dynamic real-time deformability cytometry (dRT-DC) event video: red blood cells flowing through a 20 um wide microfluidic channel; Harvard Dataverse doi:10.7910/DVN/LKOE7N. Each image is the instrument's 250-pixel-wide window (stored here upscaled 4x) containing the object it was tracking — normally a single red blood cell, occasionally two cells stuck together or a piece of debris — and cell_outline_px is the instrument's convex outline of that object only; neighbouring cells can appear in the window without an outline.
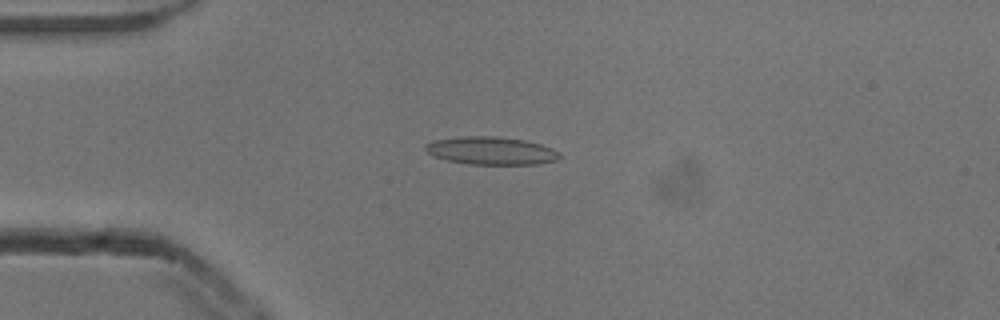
{"species": "common noctule bat (a hibernating species)", "species_latin": "Nyctalus noctula", "temperature_condition": "cold", "stored_images_in_passage": 41, "camera_frame_rate_fps": 3000, "um_per_image_px": 0.085, "animal": {"sex": "male", "body_mass_g": 13.3}, "frame": {"image": 1, "passage_image": 2, "time_ms": 0.333, "image_size_px": [1000, 320], "cell_outline_px": [[560, 156], [556, 160], [536, 164], [472, 164], [448, 160], [432, 156], [424, 148], [424, 144], [432, 140], [464, 136], [496, 136], [524, 140], [540, 144], [552, 148], [560, 152]], "centroid_in_image_um": [41.72, 12.8], "position_along_channel_um": 43.3, "area_um2": 21.73}}
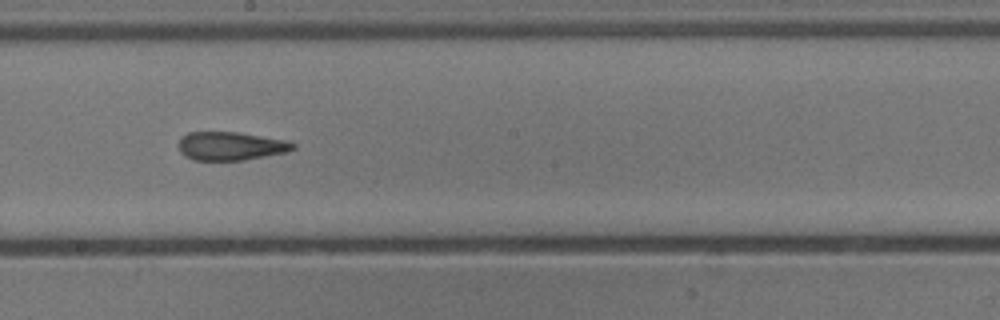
{"frame": {"image": 2, "passage_image": 18, "time_ms": 5.667, "image_size_px": [1000, 320], "cell_outline_px": [[296, 148], [288, 152], [244, 160], [196, 160], [184, 156], [180, 152], [180, 136], [188, 132], [236, 132], [288, 140], [296, 144]], "centroid_in_image_um": [19.64, 12.41], "position_along_channel_um": 228.6, "area_um2": 19.07}}
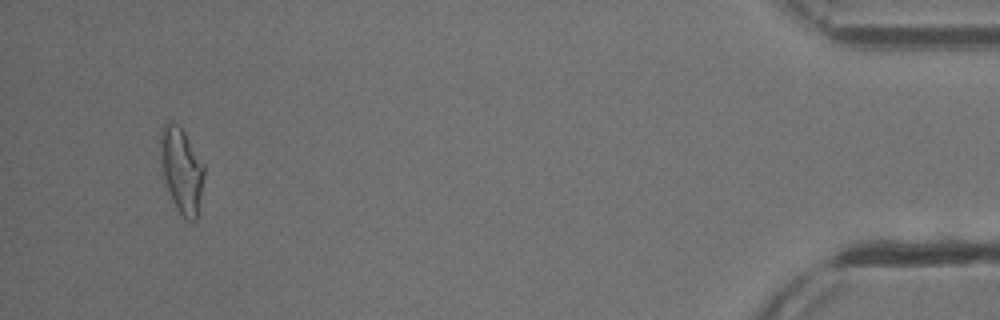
{"frame": {"image": 3, "passage_image": 39, "time_ms": 12.667, "image_size_px": [1000, 320], "cell_outline_px": [[204, 176], [196, 220], [188, 220], [176, 208], [164, 184], [160, 160], [160, 128], [164, 124], [176, 124], [184, 132], [204, 164]], "centroid_in_image_um": [15.4, 14.47], "position_along_channel_um": 419.8, "area_um2": 21.5}, "authors_computed_cell_mechanics": {"area_um2": 20.1722, "velocity_mm_per_s": 3.8772, "shape_relaxation_time_tau1_ms": 9.3791, "shape_relaxation_time_tau2_ms": 2.5256, "deformation_change_tau1": 0.2229, "deformation_change_tau2": 0.1213}}